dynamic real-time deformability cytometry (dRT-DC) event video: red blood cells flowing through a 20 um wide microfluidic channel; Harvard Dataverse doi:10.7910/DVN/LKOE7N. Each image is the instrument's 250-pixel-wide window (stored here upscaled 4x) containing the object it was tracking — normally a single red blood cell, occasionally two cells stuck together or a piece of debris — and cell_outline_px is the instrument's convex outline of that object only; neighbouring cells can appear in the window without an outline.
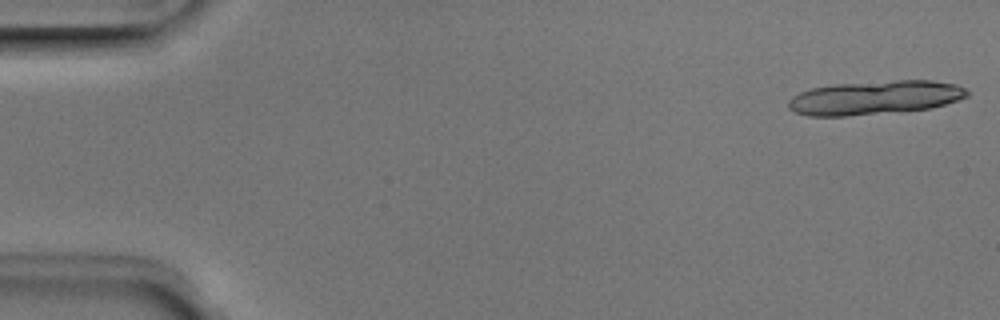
{"species": "Egyptian fruit bat (a non-hibernating species)", "species_latin": "Rousettus aegyptiacus", "temperature_condition": "room temperature", "stored_images_in_passage": 17, "camera_frame_rate_fps": 3000, "um_per_image_px": 0.085, "animal": {"sex": "male"}, "frame": {"image": 1, "passage_image": 1, "time_ms": 0.0, "image_size_px": [1000, 320], "cell_outline_px": [[968, 96], [932, 108], [844, 116], [808, 116], [796, 112], [788, 108], [788, 100], [792, 96], [800, 92], [812, 88], [832, 84], [896, 80], [932, 80], [956, 84], [964, 88], [968, 92]], "centroid_in_image_um": [74.34, 8.29], "position_along_channel_um": 10.7, "area_um2": 35.14}}